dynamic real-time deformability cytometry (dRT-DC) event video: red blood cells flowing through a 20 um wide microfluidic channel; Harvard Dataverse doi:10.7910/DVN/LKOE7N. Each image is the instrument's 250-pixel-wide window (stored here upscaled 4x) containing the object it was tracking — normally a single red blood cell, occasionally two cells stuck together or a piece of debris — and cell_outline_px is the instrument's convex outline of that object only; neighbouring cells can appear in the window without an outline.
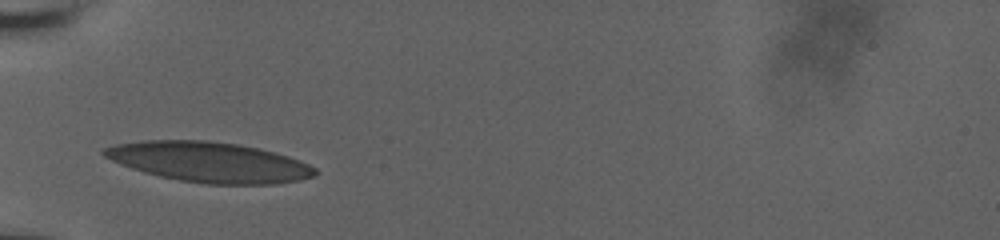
{"species": "human", "species_latin": "Homo sapiens", "temperature_condition": "room temperature", "stored_images_in_passage": 6, "camera_frame_rate_fps": 3000, "um_per_image_px": 0.085, "donor": {"sex": "male"}, "frame": {"image": 1, "passage_image": 3, "time_ms": 1.333, "image_size_px": [1000, 240], "cell_outline_px": [[320, 172], [316, 176], [300, 180], [272, 184], [204, 184], [180, 180], [160, 176], [144, 172], [120, 164], [104, 156], [100, 152], [104, 148], [116, 144], [140, 140], [208, 140], [240, 144], [260, 148], [288, 156], [300, 160], [316, 168]], "centroid_in_image_um": [17.81, 13.77], "position_along_channel_um": 67.2, "area_um2": 49.65}}
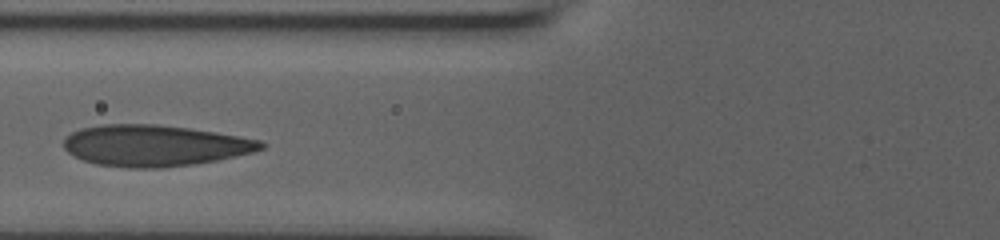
{"frame": {"image": 2, "passage_image": 5, "time_ms": 2.667, "image_size_px": [1000, 240], "cell_outline_px": [[268, 144], [264, 148], [256, 152], [216, 160], [192, 164], [160, 168], [128, 168], [96, 164], [72, 156], [64, 148], [64, 140], [72, 132], [80, 128], [100, 124], [156, 124], [188, 128], [216, 132], [260, 140]], "centroid_in_image_um": [13.15, 12.37], "position_along_channel_um": 112.7, "area_um2": 47.57}}